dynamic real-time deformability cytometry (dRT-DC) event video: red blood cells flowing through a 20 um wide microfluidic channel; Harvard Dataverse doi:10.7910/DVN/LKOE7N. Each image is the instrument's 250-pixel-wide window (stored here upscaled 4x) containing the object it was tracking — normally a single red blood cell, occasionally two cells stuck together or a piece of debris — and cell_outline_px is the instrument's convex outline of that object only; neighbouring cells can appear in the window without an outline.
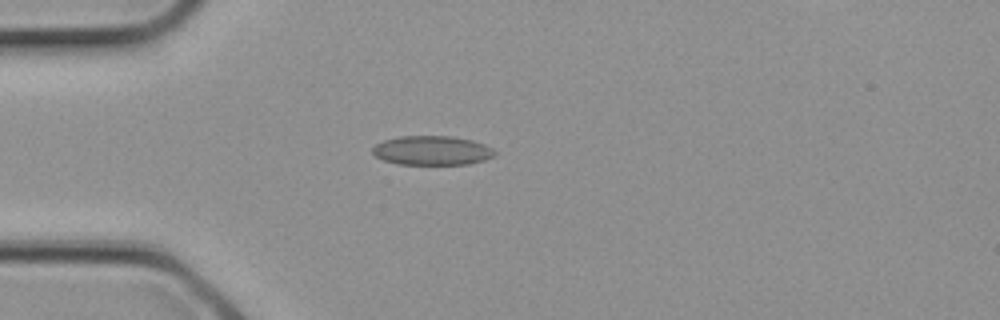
{"species": "common noctule bat (a hibernating species)", "species_latin": "Nyctalus noctula", "temperature_condition": "cold", "stored_images_in_passage": 2, "camera_frame_rate_fps": 3000, "um_per_image_px": 0.085, "animal": {"sex": "female", "body_mass_g": 21.9}, "frame": {"image": 1, "passage_image": 2, "time_ms": 0.333, "image_size_px": [1000, 320], "cell_outline_px": [[500, 152], [496, 156], [484, 160], [468, 164], [396, 164], [384, 160], [376, 156], [372, 152], [372, 148], [376, 144], [384, 140], [400, 136], [452, 136], [472, 140], [484, 144]], "centroid_in_image_um": [36.77, 12.79], "position_along_channel_um": 48.2, "area_um2": 20.98}}